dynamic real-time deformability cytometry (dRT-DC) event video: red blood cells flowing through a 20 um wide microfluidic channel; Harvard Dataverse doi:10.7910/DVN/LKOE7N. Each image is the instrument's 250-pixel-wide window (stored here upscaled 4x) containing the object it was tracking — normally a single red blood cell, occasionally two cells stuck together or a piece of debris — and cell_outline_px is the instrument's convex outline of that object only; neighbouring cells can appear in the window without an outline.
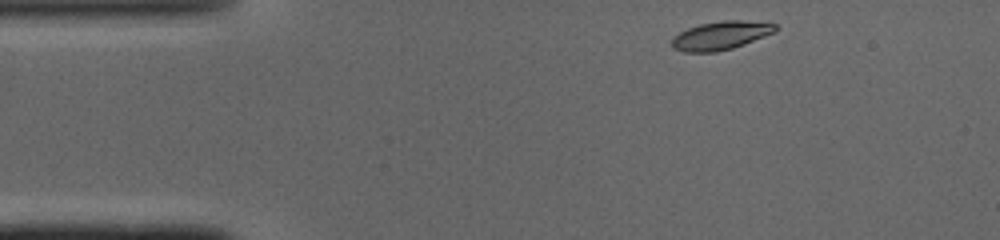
{"species": "common noctule bat (a hibernating species)", "species_latin": "Nyctalus noctula", "temperature_condition": "cold", "stored_images_in_passage": 43, "camera_frame_rate_fps": 3000, "um_per_image_px": 0.085, "animal": {"sex": "male", "body_mass_g": 19.0, "forearm_length_mm": 50.8}, "frame": {"image": 1, "passage_image": 1, "time_ms": 0.0, "image_size_px": [1000, 240], "cell_outline_px": [[776, 32], [744, 44], [732, 48], [716, 52], [684, 52], [672, 48], [672, 36], [688, 28], [700, 24], [724, 20], [740, 20], [776, 24]], "centroid_in_image_um": [61.24, 3.02], "position_along_channel_um": 23.8, "area_um2": 17.11}}
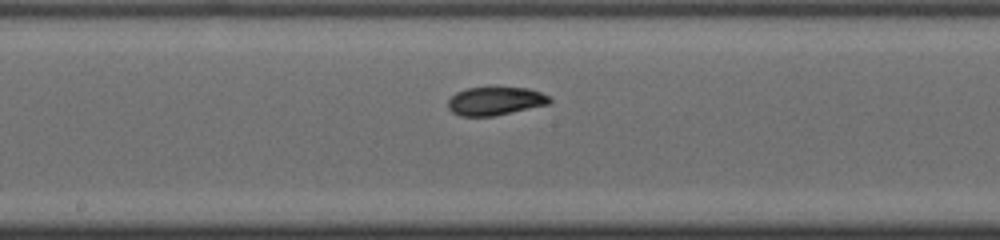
{"frame": {"image": 2, "passage_image": 19, "time_ms": 6.0, "image_size_px": [1000, 240], "cell_outline_px": [[552, 100], [548, 104], [492, 116], [460, 116], [452, 112], [448, 108], [448, 100], [456, 92], [468, 88], [528, 88], [540, 92], [548, 96]], "centroid_in_image_um": [42.07, 8.59], "position_along_channel_um": 206.1, "area_um2": 16.47}}
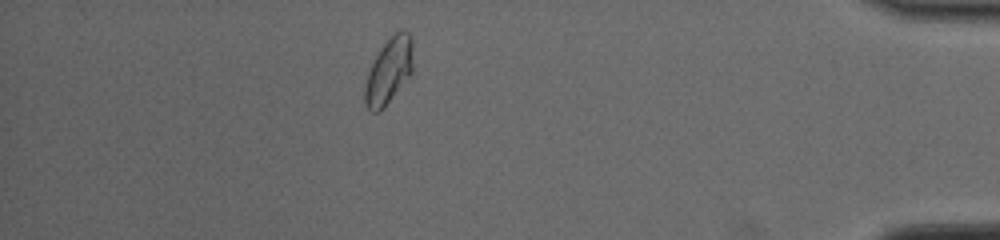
{"frame": {"image": 3, "passage_image": 37, "time_ms": 12.0, "image_size_px": [1000, 240], "cell_outline_px": [[412, 72], [384, 108], [376, 112], [372, 112], [364, 104], [364, 88], [368, 72], [380, 48], [400, 28], [404, 28], [408, 32], [412, 40]], "centroid_in_image_um": [33.05, 6.02], "position_along_channel_um": 402.2, "area_um2": 18.32}}